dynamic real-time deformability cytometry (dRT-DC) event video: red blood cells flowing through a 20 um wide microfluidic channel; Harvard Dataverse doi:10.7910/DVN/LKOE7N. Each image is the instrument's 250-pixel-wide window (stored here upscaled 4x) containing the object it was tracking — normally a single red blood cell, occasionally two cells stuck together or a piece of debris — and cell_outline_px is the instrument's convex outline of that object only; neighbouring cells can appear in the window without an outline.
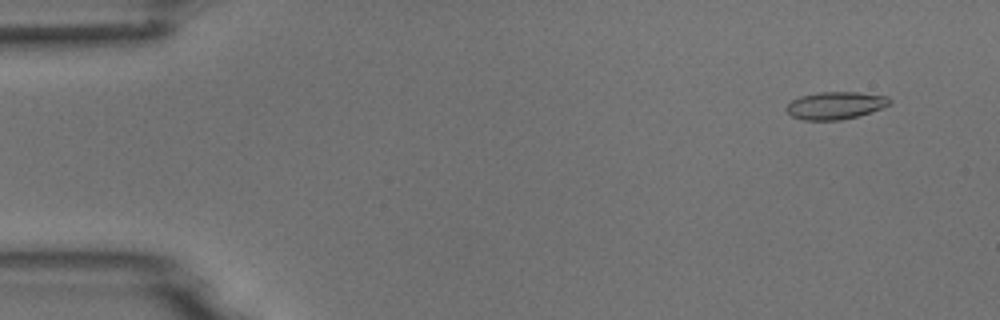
{"species": "common noctule bat (a hibernating species)", "species_latin": "Nyctalus noctula", "temperature_condition": "room temperature", "stored_images_in_passage": 4, "camera_frame_rate_fps": 3000, "um_per_image_px": 0.085, "animal": {"sex": "male", "body_mass_g": 18.8}, "frame": {"image": 1, "passage_image": 1, "time_ms": 0.0, "image_size_px": [1000, 320], "cell_outline_px": [[892, 100], [888, 104], [880, 108], [856, 116], [840, 120], [804, 120], [792, 116], [784, 108], [792, 100], [800, 96], [820, 92], [856, 92], [888, 96]], "centroid_in_image_um": [70.97, 8.95], "position_along_channel_um": 14.0, "area_um2": 16.3}}